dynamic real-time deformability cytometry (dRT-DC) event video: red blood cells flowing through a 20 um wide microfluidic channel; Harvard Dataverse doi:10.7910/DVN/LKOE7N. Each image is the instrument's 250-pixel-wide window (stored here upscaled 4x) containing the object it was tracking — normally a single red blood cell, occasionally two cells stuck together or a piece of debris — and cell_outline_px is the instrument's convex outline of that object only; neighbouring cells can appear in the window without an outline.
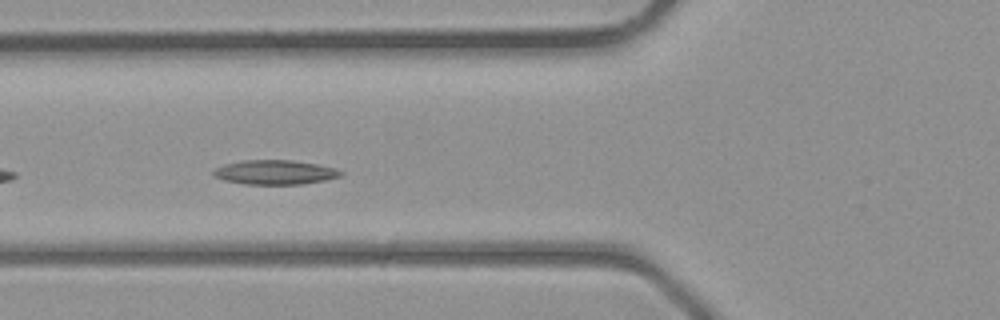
{"species": "common noctule bat (a hibernating species)", "species_latin": "Nyctalus noctula", "temperature_condition": "room temperature", "stored_images_in_passage": 6, "camera_frame_rate_fps": 3000, "um_per_image_px": 0.085, "animal": {"sex": "male", "body_mass_g": 23.1, "forearm_length_mm": 52.7}, "frame": {"image": 1, "passage_image": 3, "time_ms": 0.667, "image_size_px": [1000, 320], "cell_outline_px": [[344, 172], [340, 176], [324, 180], [304, 184], [244, 184], [224, 180], [212, 176], [212, 172], [216, 168], [224, 164], [244, 160], [292, 160], [316, 164], [336, 168]], "centroid_in_image_um": [23.35, 14.64], "position_along_channel_um": 102.4, "area_um2": 18.09}}